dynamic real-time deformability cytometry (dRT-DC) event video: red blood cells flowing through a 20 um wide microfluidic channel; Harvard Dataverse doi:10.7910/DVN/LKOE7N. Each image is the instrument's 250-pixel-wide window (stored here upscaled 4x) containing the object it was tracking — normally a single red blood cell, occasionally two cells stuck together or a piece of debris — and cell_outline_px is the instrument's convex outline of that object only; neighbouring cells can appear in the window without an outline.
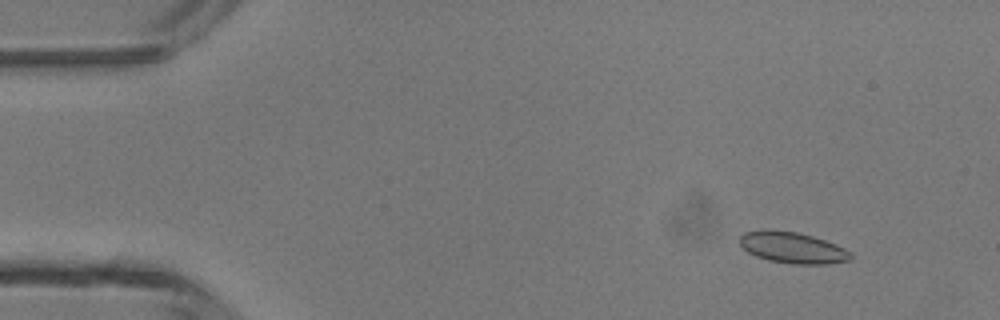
{"species": "common noctule bat (a hibernating species)", "species_latin": "Nyctalus noctula", "temperature_condition": "room temperature", "stored_images_in_passage": 47, "camera_frame_rate_fps": 3000, "um_per_image_px": 0.085, "animal": {"sex": "male", "body_mass_g": 13.3}, "frame": {"image": 1, "passage_image": 5, "time_ms": 1.333, "image_size_px": [1000, 320], "cell_outline_px": [[852, 260], [828, 264], [792, 264], [768, 260], [756, 256], [748, 252], [740, 244], [740, 236], [744, 232], [768, 228], [796, 232], [812, 236], [836, 244], [852, 252]], "centroid_in_image_um": [67.37, 21.04], "position_along_channel_um": 17.6, "area_um2": 20.4}}
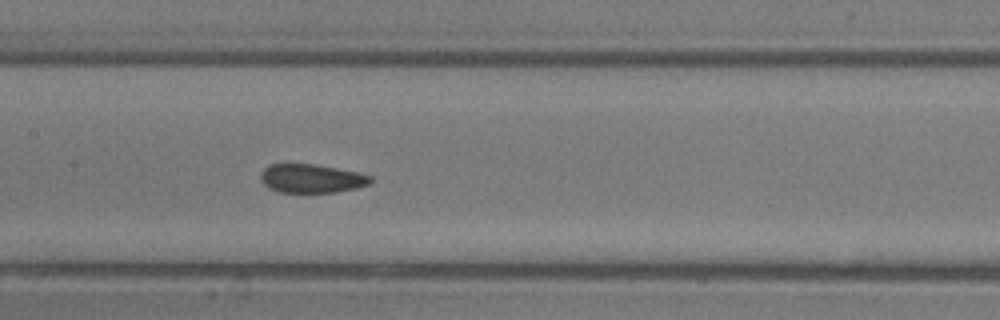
{"frame": {"image": 2, "passage_image": 23, "time_ms": 7.333, "image_size_px": [1000, 320], "cell_outline_px": [[372, 180], [368, 184], [356, 188], [336, 192], [280, 192], [268, 188], [260, 180], [260, 172], [268, 164], [316, 164], [356, 172], [372, 176]], "centroid_in_image_um": [26.43, 15.16], "position_along_channel_um": 181.0, "area_um2": 18.38}}
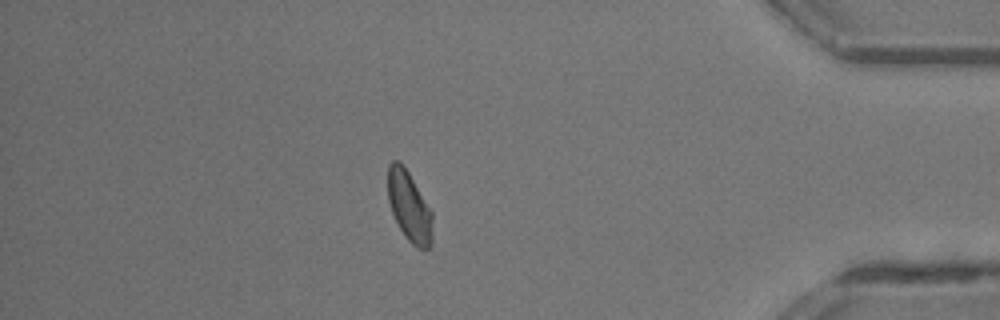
{"frame": {"image": 3, "passage_image": 41, "time_ms": 13.333, "image_size_px": [1000, 320], "cell_outline_px": [[432, 244], [428, 248], [416, 248], [404, 236], [392, 212], [388, 200], [388, 164], [392, 160], [400, 160], [408, 172], [432, 212]], "centroid_in_image_um": [34.78, 17.55], "position_along_channel_um": 400.4, "area_um2": 18.15}, "authors_computed_cell_mechanics": {"area_um2": 18.8428, "velocity_mm_per_s": 4.3689, "shape_relaxation_time_tau1_ms": null, "shape_relaxation_time_tau2_ms": 2.2298, "deformation_change_tau1": null, "deformation_change_tau2": 0.0609}}